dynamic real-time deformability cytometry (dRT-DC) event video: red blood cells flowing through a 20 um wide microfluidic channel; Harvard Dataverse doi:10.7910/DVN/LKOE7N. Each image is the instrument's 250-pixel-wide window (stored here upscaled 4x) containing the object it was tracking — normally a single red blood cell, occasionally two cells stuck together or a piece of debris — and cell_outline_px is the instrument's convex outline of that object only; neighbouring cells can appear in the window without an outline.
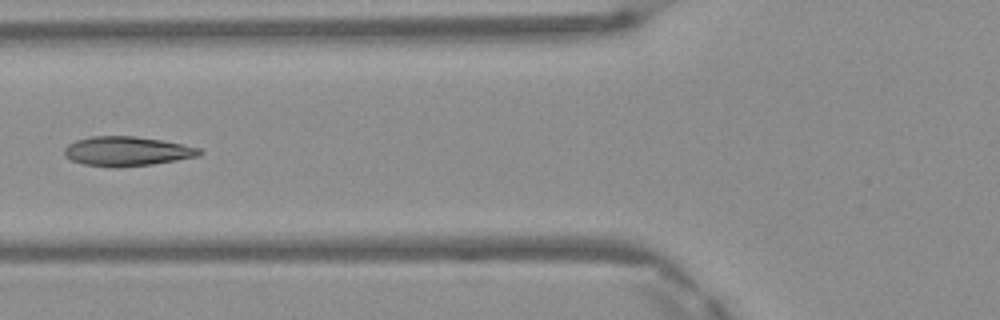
{"species": "Egyptian fruit bat (a non-hibernating species)", "species_latin": "Rousettus aegyptiacus", "temperature_condition": "warm", "stored_images_in_passage": 6, "camera_frame_rate_fps": 3000, "um_per_image_px": 0.085, "frame": {"image": 1, "passage_image": 5, "time_ms": 1.333, "image_size_px": [1000, 320], "cell_outline_px": [[204, 152], [200, 156], [152, 164], [116, 168], [112, 168], [84, 164], [72, 160], [64, 156], [64, 148], [68, 144], [76, 140], [92, 136], [136, 136], [160, 140], [200, 148]], "centroid_in_image_um": [10.77, 12.86], "position_along_channel_um": 115.0, "area_um2": 23.24}}
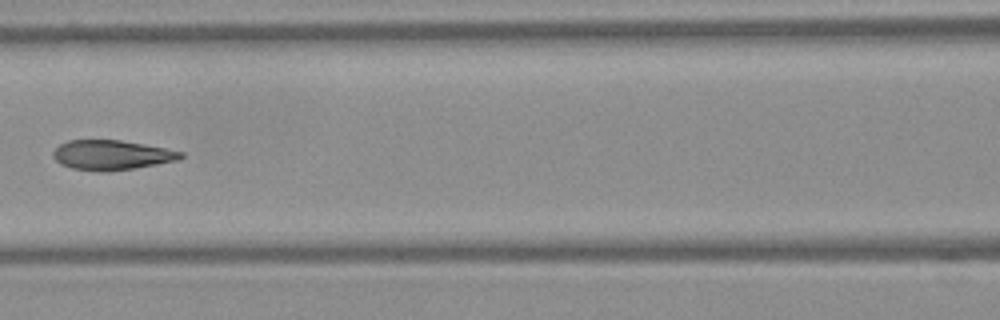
{"frame": {"image": 2, "passage_image": 6, "time_ms": 1.667, "image_size_px": [1000, 320], "cell_outline_px": [[184, 156], [180, 160], [136, 168], [72, 168], [60, 164], [52, 156], [52, 152], [60, 144], [68, 140], [120, 140], [144, 144], [184, 152]], "centroid_in_image_um": [9.53, 13.13], "position_along_channel_um": 157.1, "area_um2": 21.27}}